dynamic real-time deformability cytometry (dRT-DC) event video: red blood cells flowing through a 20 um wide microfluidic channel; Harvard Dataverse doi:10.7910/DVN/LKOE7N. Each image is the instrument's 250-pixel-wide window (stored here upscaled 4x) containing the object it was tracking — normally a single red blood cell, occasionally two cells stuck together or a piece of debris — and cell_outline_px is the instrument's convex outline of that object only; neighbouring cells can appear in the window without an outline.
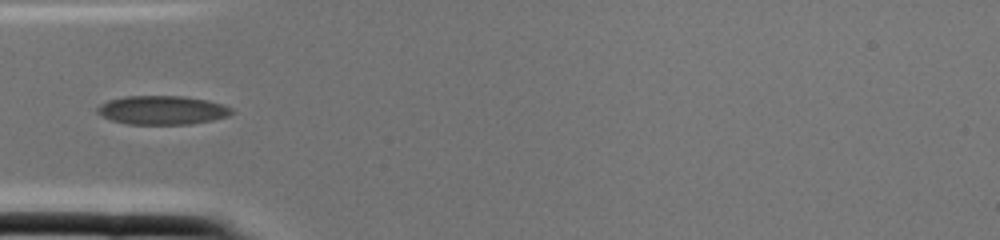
{"species": "common noctule bat (a hibernating species)", "species_latin": "Nyctalus noctula", "temperature_condition": "cold", "stored_images_in_passage": 2, "camera_frame_rate_fps": 3000, "um_per_image_px": 0.085, "animal": {"sex": "female", "body_mass_g": 22.0, "forearm_length_mm": 56.7}, "frame": {"image": 1, "passage_image": 2, "time_ms": 0.333, "image_size_px": [1000, 240], "cell_outline_px": [[236, 112], [228, 116], [212, 120], [188, 124], [128, 124], [112, 120], [100, 116], [96, 112], [96, 108], [100, 104], [108, 100], [124, 96], [184, 96], [208, 100], [224, 104], [232, 108]], "centroid_in_image_um": [13.8, 9.35], "position_along_channel_um": 71.2, "area_um2": 22.77}}